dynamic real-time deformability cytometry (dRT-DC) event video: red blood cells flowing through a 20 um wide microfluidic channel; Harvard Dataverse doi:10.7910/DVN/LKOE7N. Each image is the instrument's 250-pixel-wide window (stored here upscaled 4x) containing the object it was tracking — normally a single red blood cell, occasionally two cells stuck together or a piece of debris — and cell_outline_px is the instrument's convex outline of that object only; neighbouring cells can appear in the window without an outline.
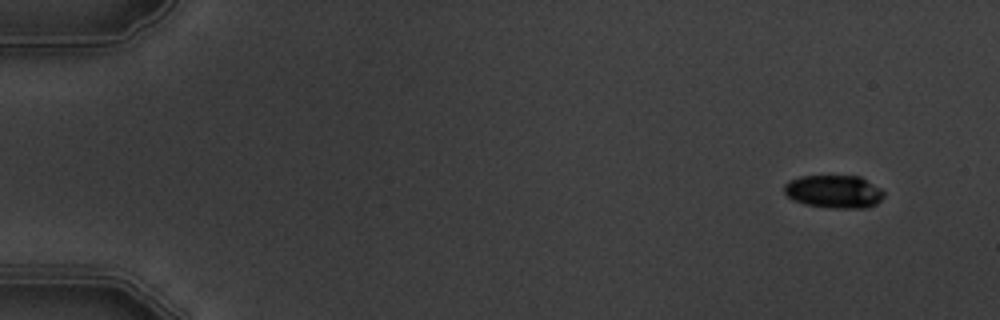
{"species": "common noctule bat (a hibernating species)", "species_latin": "Nyctalus noctula", "temperature_condition": "warm", "stored_images_in_passage": 5, "camera_frame_rate_fps": 3000, "um_per_image_px": 0.085, "animal": {"sex": "male", "body_mass_g": 19.5, "forearm_length_mm": 54.6}, "frame": {"image": 1, "passage_image": 1, "time_ms": 0.0, "image_size_px": [1000, 320], "cell_outline_px": [[884, 196], [876, 204], [868, 208], [832, 208], [804, 204], [792, 200], [784, 192], [784, 184], [788, 180], [800, 176], [860, 176], [880, 188], [884, 192]], "centroid_in_image_um": [70.87, 16.29], "position_along_channel_um": 14.1, "area_um2": 19.31}}
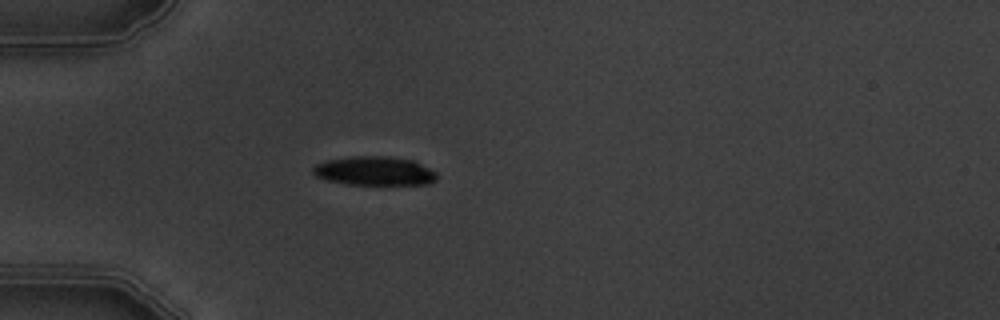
{"frame": {"image": 2, "passage_image": 5, "time_ms": 4.333, "image_size_px": [1000, 320], "cell_outline_px": [[436, 180], [428, 184], [344, 184], [328, 180], [316, 176], [312, 172], [312, 168], [316, 164], [328, 160], [352, 156], [388, 156], [412, 160], [436, 172]], "centroid_in_image_um": [31.81, 14.53], "position_along_channel_um": 53.2, "area_um2": 20.69}}